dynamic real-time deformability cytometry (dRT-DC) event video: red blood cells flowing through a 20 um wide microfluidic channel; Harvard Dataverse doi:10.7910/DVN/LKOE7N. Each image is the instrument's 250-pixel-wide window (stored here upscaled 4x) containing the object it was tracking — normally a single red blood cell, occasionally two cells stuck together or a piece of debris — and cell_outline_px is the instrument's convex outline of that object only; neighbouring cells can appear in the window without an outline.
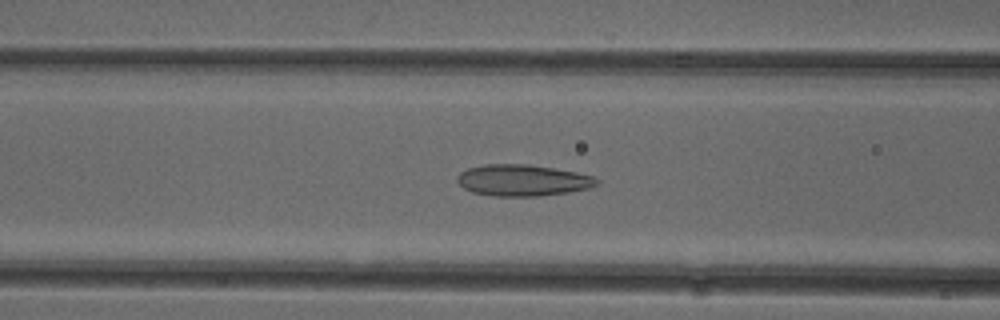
{"species": "common noctule bat (a hibernating species)", "species_latin": "Nyctalus noctula", "temperature_condition": "cold", "stored_images_in_passage": 36, "camera_frame_rate_fps": 3000, "um_per_image_px": 0.085, "animal": {"sex": "female"}, "frame": {"image": 1, "passage_image": 5, "time_ms": 1.333, "image_size_px": [1000, 320], "cell_outline_px": [[600, 184], [592, 188], [568, 192], [540, 196], [492, 196], [472, 192], [464, 188], [456, 180], [456, 176], [460, 172], [468, 168], [484, 164], [528, 164], [576, 172], [592, 176], [600, 180]], "centroid_in_image_um": [44.44, 15.33], "position_along_channel_um": 122.2, "area_um2": 25.72}}
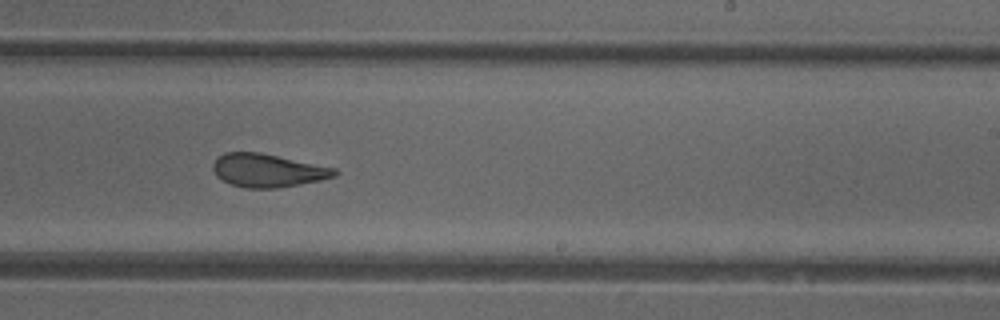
{"frame": {"image": 2, "passage_image": 16, "time_ms": 5.0, "image_size_px": [1000, 320], "cell_outline_px": [[340, 172], [336, 176], [320, 180], [276, 188], [248, 188], [232, 184], [216, 176], [212, 168], [212, 164], [216, 156], [224, 152], [260, 152], [336, 168]], "centroid_in_image_um": [22.74, 14.47], "position_along_channel_um": 266.3, "area_um2": 23.58}}
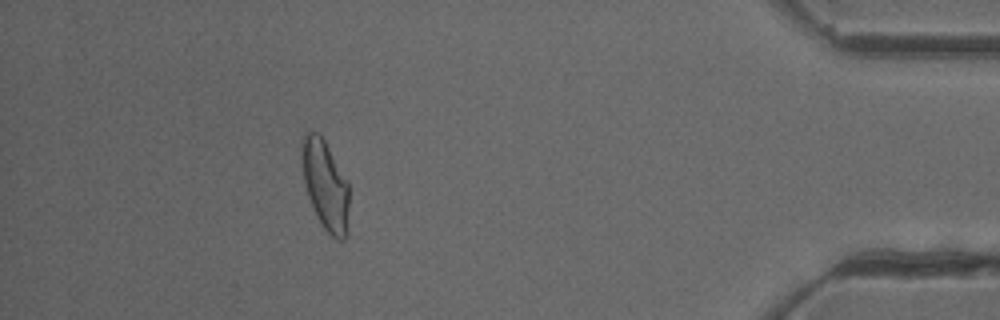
{"frame": {"image": 3, "passage_image": 31, "time_ms": 10.0, "image_size_px": [1000, 320], "cell_outline_px": [[348, 232], [344, 240], [340, 240], [332, 236], [324, 228], [316, 216], [312, 208], [308, 196], [304, 180], [300, 156], [300, 140], [304, 132], [316, 132], [324, 140], [348, 184]], "centroid_in_image_um": [27.61, 15.73], "position_along_channel_um": 407.6, "area_um2": 24.68}, "authors_computed_cell_mechanics": {"area_um2": 24.4205, "velocity_mm_per_s": 3.9316, "shape_relaxation_time_tau1_ms": 6.7149, "shape_relaxation_time_tau2_ms": 1.9512, "deformation_change_tau1": 0.1698, "deformation_change_tau2": 0.0906}}